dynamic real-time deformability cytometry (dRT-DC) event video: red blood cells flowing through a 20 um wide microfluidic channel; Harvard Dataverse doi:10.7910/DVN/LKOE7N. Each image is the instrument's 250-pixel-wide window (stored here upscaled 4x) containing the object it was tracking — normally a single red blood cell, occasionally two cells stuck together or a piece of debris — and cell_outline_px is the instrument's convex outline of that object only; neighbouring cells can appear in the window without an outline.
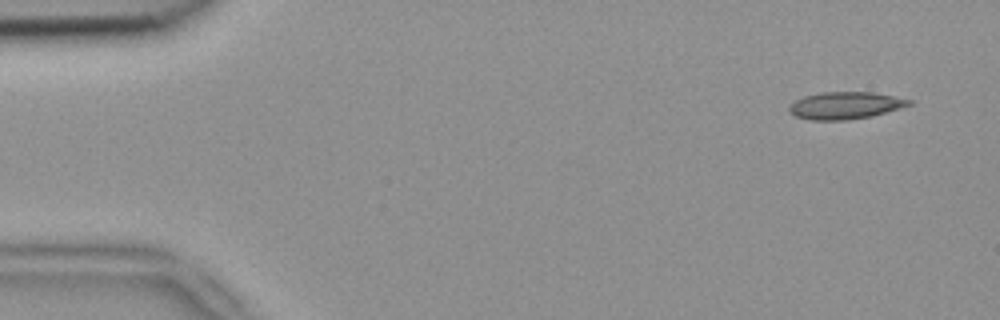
{"species": "common noctule bat (a hibernating species)", "species_latin": "Nyctalus noctula", "temperature_condition": "room temperature", "stored_images_in_passage": 4, "camera_frame_rate_fps": 3000, "um_per_image_px": 0.085, "animal": {"sex": "female", "body_mass_g": 18.4}, "frame": {"image": 1, "passage_image": 1, "time_ms": 0.0, "image_size_px": [1000, 320], "cell_outline_px": [[912, 104], [900, 108], [872, 116], [848, 120], [812, 120], [796, 116], [788, 112], [788, 108], [796, 100], [804, 96], [820, 92], [872, 92], [912, 100]], "centroid_in_image_um": [71.83, 8.97], "position_along_channel_um": 13.2, "area_um2": 18.9}}
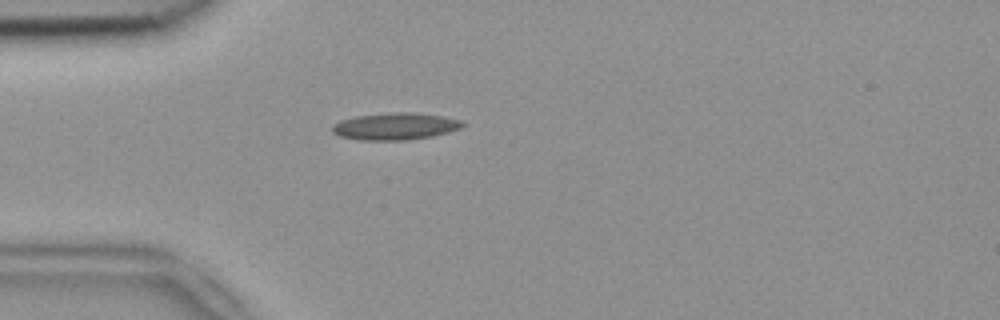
{"frame": {"image": 2, "passage_image": 4, "time_ms": 1.0, "image_size_px": [1000, 320], "cell_outline_px": [[468, 124], [460, 128], [448, 132], [432, 136], [404, 140], [360, 140], [340, 136], [332, 132], [332, 124], [340, 120], [356, 116], [392, 112], [412, 112], [444, 116], [460, 120]], "centroid_in_image_um": [33.6, 10.73], "position_along_channel_um": 51.4, "area_um2": 20.58}}